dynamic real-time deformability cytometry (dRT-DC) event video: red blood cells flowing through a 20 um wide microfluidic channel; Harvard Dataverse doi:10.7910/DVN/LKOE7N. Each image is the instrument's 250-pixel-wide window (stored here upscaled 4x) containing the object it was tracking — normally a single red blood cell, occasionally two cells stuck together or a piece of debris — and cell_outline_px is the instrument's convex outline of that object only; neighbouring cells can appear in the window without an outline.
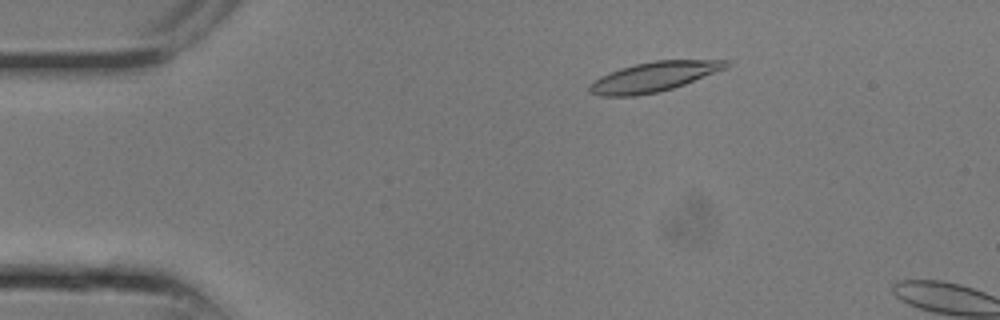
{"species": "common noctule bat (a hibernating species)", "species_latin": "Nyctalus noctula", "temperature_condition": "room temperature", "stored_images_in_passage": 7, "camera_frame_rate_fps": 3000, "um_per_image_px": 0.085, "animal": {"sex": "male", "body_mass_g": 13.3}, "frame": {"image": 1, "passage_image": 5, "time_ms": 1.333, "image_size_px": [1000, 320], "cell_outline_px": [[732, 64], [728, 68], [684, 84], [672, 88], [656, 92], [636, 96], [600, 96], [588, 92], [588, 84], [600, 76], [620, 68], [636, 64], [656, 60], [732, 60]], "centroid_in_image_um": [55.58, 6.52], "position_along_channel_um": 29.4, "area_um2": 23.76}}